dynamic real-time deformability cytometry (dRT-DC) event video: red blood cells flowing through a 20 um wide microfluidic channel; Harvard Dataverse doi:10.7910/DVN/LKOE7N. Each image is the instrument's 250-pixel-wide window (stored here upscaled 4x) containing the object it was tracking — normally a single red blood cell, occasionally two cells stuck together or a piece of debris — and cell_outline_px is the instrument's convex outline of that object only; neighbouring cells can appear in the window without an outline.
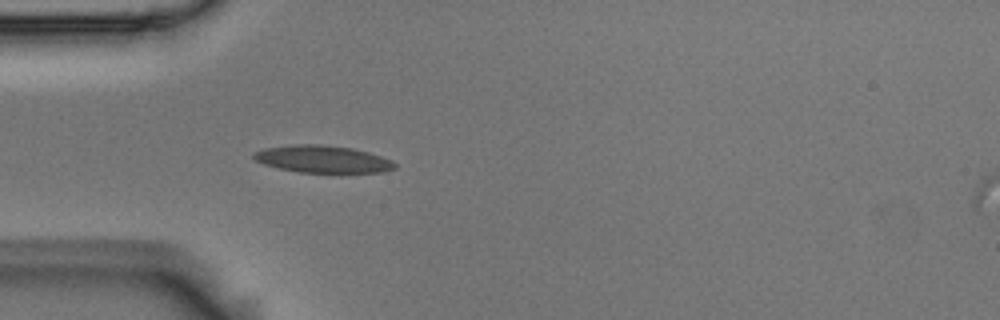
{"species": "Egyptian fruit bat (a non-hibernating species)", "species_latin": "Rousettus aegyptiacus", "temperature_condition": "room temperature", "stored_images_in_passage": 5, "camera_frame_rate_fps": 3000, "um_per_image_px": 0.085, "animal": {"sex": "male"}, "frame": {"image": 1, "passage_image": 5, "time_ms": 1.333, "image_size_px": [1000, 320], "cell_outline_px": [[396, 168], [384, 172], [300, 172], [280, 168], [264, 164], [256, 160], [252, 156], [252, 152], [264, 148], [292, 144], [320, 144], [352, 148], [368, 152], [392, 160], [396, 164]], "centroid_in_image_um": [27.41, 13.51], "position_along_channel_um": 57.6, "area_um2": 22.31}}